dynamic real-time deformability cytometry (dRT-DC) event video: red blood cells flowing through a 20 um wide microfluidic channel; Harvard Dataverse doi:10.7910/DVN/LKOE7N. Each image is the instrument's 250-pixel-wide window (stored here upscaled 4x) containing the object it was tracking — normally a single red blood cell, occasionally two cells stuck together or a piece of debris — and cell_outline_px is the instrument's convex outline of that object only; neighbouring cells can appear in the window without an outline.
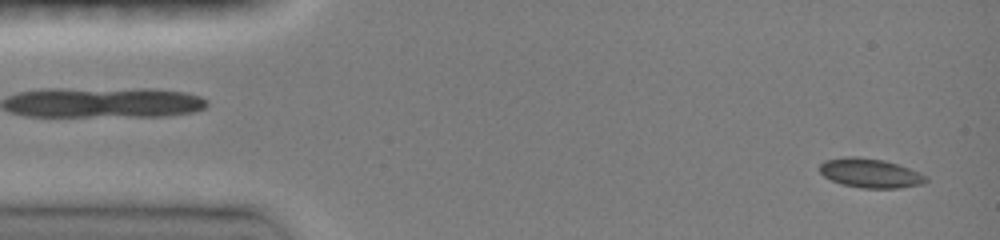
{"species": "common noctule bat (a hibernating species)", "species_latin": "Nyctalus noctula", "temperature_condition": "room temperature", "stored_images_in_passage": 11, "camera_frame_rate_fps": 3000, "um_per_image_px": 0.085, "animal": {"sex": "female", "body_mass_g": 19.0, "forearm_length_mm": 51.5}, "frame": {"image": 1, "passage_image": 1, "time_ms": 0.0, "image_size_px": [1000, 240], "cell_outline_px": [[928, 180], [924, 184], [900, 188], [860, 188], [840, 184], [824, 176], [820, 172], [820, 164], [824, 160], [848, 156], [852, 156], [884, 160], [920, 172], [928, 176]], "centroid_in_image_um": [73.99, 14.72], "position_along_channel_um": 11.0, "area_um2": 18.21}}
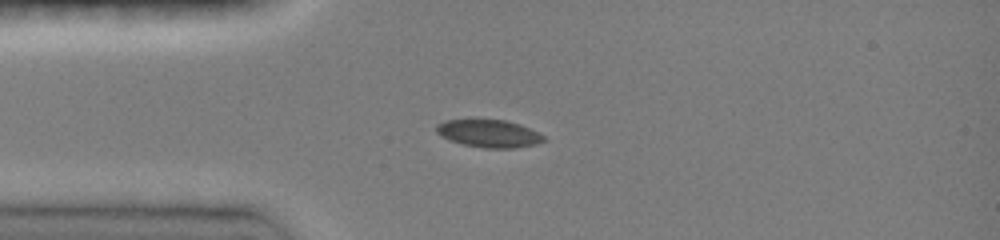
{"frame": {"image": 2, "passage_image": 7, "time_ms": 3.0, "image_size_px": [1000, 240], "cell_outline_px": [[548, 140], [536, 144], [516, 148], [484, 148], [464, 144], [440, 136], [436, 132], [436, 124], [444, 120], [504, 120], [520, 124], [544, 136]], "centroid_in_image_um": [41.56, 11.35], "position_along_channel_um": 43.4, "area_um2": 17.17}}